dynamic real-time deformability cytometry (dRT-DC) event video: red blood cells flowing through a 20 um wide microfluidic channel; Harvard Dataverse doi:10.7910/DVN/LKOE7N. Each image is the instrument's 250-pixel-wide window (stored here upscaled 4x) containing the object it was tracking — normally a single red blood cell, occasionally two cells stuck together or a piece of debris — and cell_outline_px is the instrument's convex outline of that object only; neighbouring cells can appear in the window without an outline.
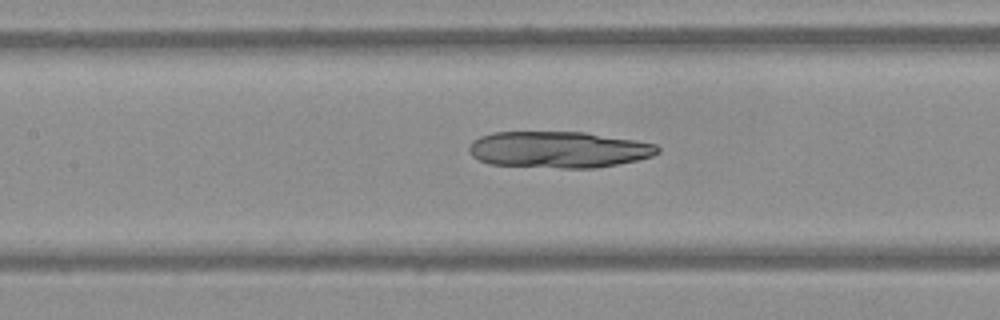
{"species": "Egyptian fruit bat (a non-hibernating species)", "species_latin": "Rousettus aegyptiacus", "temperature_condition": "warm", "stored_images_in_passage": 60, "camera_frame_rate_fps": 3000, "um_per_image_px": 0.085, "frame": {"image": 1, "passage_image": 27, "time_ms": 8.667, "image_size_px": [1000, 320], "cell_outline_px": [[660, 152], [652, 156], [636, 160], [596, 168], [560, 168], [488, 164], [472, 156], [468, 152], [468, 148], [472, 140], [480, 136], [492, 132], [584, 132], [656, 144], [660, 148]], "centroid_in_image_um": [47.44, 12.72], "position_along_channel_um": 160.0, "area_um2": 40.06}}
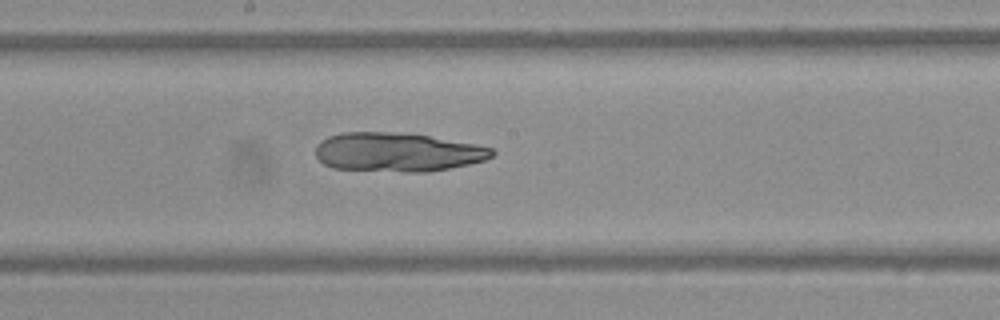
{"frame": {"image": 2, "passage_image": 32, "time_ms": 10.333, "image_size_px": [1000, 320], "cell_outline_px": [[496, 152], [492, 156], [484, 160], [468, 164], [428, 172], [408, 172], [332, 168], [324, 164], [316, 156], [316, 144], [320, 140], [328, 136], [344, 132], [408, 132], [476, 144], [492, 148]], "centroid_in_image_um": [33.77, 12.92], "position_along_channel_um": 214.4, "area_um2": 40.29}}
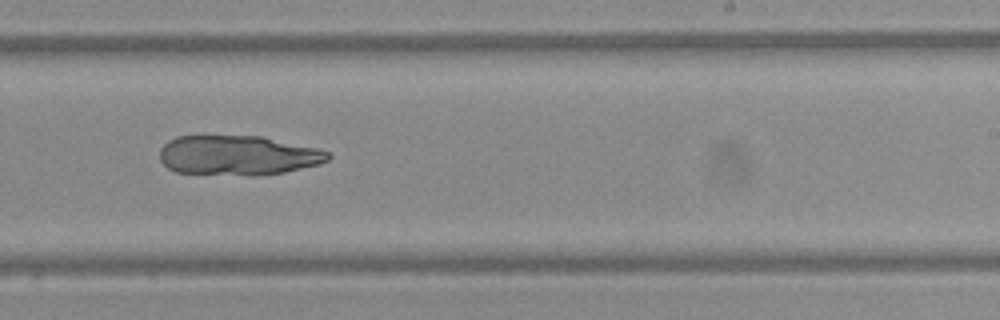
{"frame": {"image": 3, "passage_image": 37, "time_ms": 12.0, "image_size_px": [1000, 320], "cell_outline_px": [[332, 156], [328, 160], [320, 164], [284, 172], [260, 176], [248, 176], [176, 172], [168, 168], [160, 160], [160, 148], [168, 140], [176, 136], [260, 136], [320, 148], [328, 152]], "centroid_in_image_um": [20.24, 13.21], "position_along_channel_um": 268.8, "area_um2": 39.36}}